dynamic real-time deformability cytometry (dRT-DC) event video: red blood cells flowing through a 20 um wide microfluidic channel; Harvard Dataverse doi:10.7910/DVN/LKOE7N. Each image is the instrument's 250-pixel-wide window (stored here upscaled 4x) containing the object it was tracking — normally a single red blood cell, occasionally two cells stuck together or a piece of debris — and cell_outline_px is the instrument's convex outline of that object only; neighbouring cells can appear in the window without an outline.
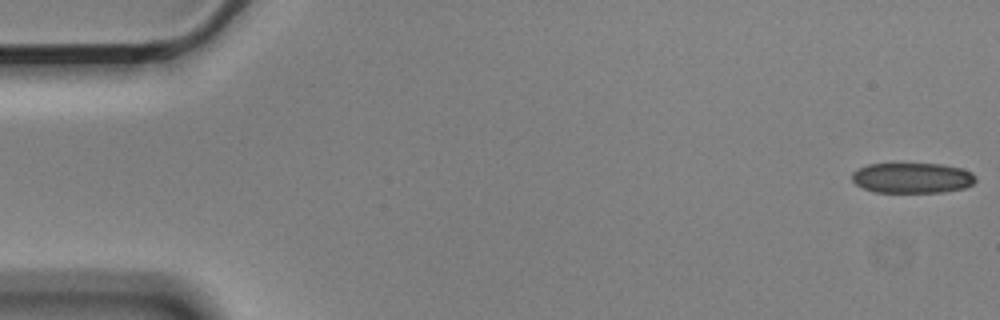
{"species": "Egyptian fruit bat (a non-hibernating species)", "species_latin": "Rousettus aegyptiacus", "temperature_condition": "cold", "stored_images_in_passage": 56, "camera_frame_rate_fps": 3000, "um_per_image_px": 0.085, "animal": {"sex": "male"}, "frame": {"image": 1, "passage_image": 1, "time_ms": 0.0, "image_size_px": [1000, 320], "cell_outline_px": [[976, 180], [972, 184], [964, 188], [944, 192], [876, 192], [864, 188], [856, 184], [852, 180], [852, 172], [868, 164], [944, 164], [960, 168], [972, 172], [976, 176]], "centroid_in_image_um": [77.56, 15.12], "position_along_channel_um": 7.4, "area_um2": 21.85}}
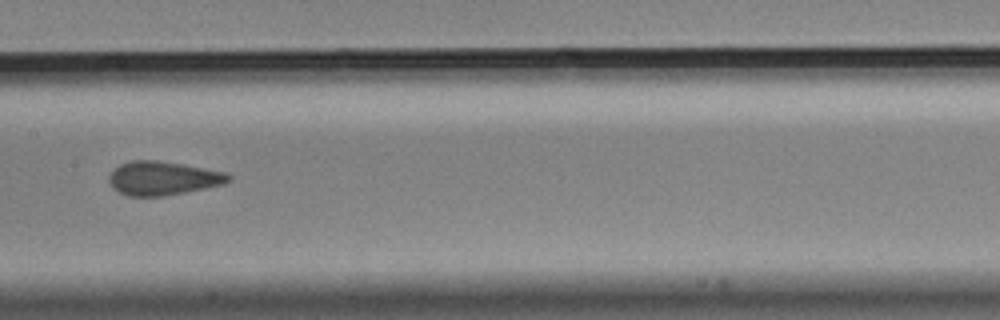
{"frame": {"image": 2, "passage_image": 28, "time_ms": 9.0, "image_size_px": [1000, 320], "cell_outline_px": [[232, 180], [224, 184], [164, 196], [128, 196], [112, 188], [108, 180], [108, 176], [120, 164], [132, 160], [156, 160], [180, 164], [224, 172], [232, 176]], "centroid_in_image_um": [13.83, 15.15], "position_along_channel_um": 193.6, "area_um2": 23.29}}
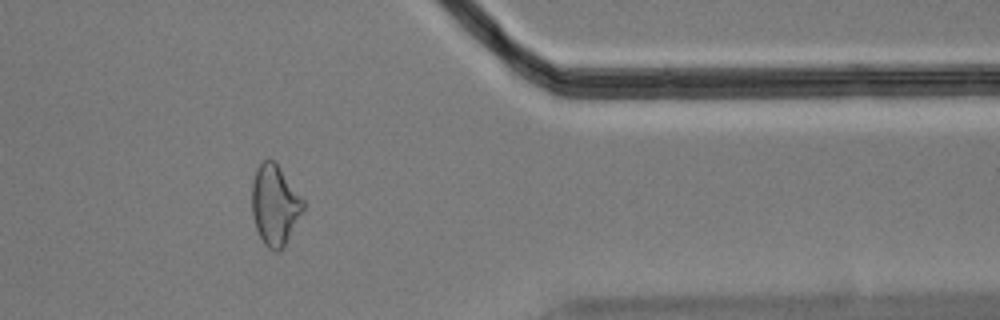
{"frame": {"image": 3, "passage_image": 46, "time_ms": 15.0, "image_size_px": [1000, 320], "cell_outline_px": [[304, 208], [284, 248], [280, 252], [276, 252], [268, 248], [264, 244], [256, 228], [252, 216], [252, 180], [256, 168], [268, 156], [276, 160], [304, 200]], "centroid_in_image_um": [23.36, 17.39], "position_along_channel_um": 388.0, "area_um2": 24.45}}